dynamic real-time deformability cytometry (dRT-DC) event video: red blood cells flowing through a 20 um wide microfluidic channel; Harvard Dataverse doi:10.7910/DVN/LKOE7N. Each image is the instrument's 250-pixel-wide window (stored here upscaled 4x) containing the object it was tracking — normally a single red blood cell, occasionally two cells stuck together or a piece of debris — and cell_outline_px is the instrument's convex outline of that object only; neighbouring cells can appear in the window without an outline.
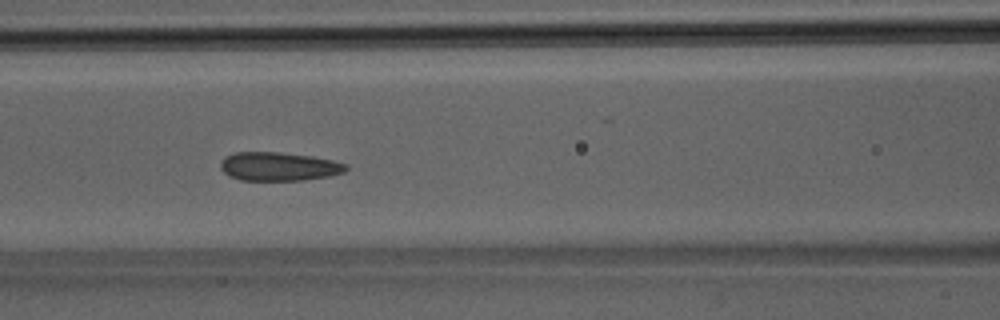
{"species": "Egyptian fruit bat (a non-hibernating species)", "species_latin": "Rousettus aegyptiacus", "temperature_condition": "room temperature", "stored_images_in_passage": 39, "camera_frame_rate_fps": 3000, "um_per_image_px": 0.085, "animal": {"sex": "male"}, "frame": {"image": 1, "passage_image": 16, "time_ms": 5.0, "image_size_px": [1000, 320], "cell_outline_px": [[348, 168], [344, 172], [328, 176], [304, 180], [240, 180], [224, 172], [220, 168], [220, 160], [224, 156], [236, 152], [280, 152], [312, 156], [332, 160], [348, 164]], "centroid_in_image_um": [23.69, 14.14], "position_along_channel_um": 142.9, "area_um2": 20.98}}
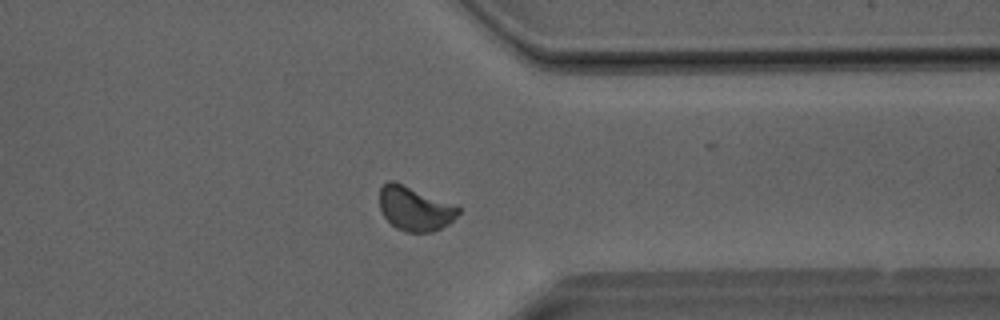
{"frame": {"image": 2, "passage_image": 30, "time_ms": 9.667, "image_size_px": [1000, 320], "cell_outline_px": [[460, 212], [448, 224], [432, 232], [404, 232], [396, 228], [384, 216], [380, 208], [380, 188], [388, 180], [392, 180], [456, 204], [460, 208]], "centroid_in_image_um": [35.27, 17.73], "position_along_channel_um": 376.1, "area_um2": 20.29}}
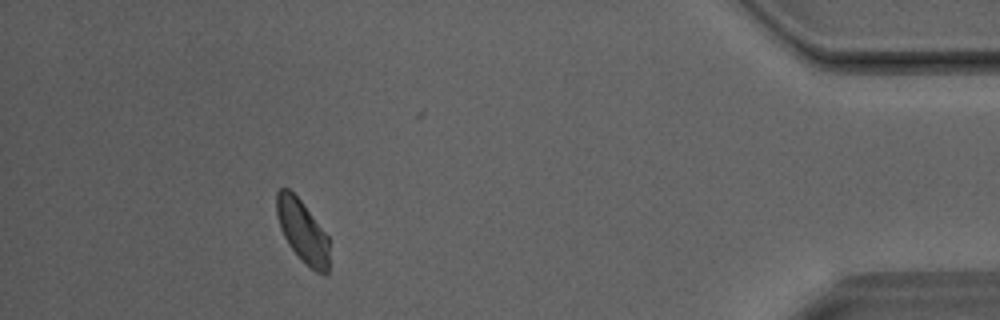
{"frame": {"image": 3, "passage_image": 35, "time_ms": 11.333, "image_size_px": [1000, 320], "cell_outline_px": [[328, 272], [324, 276], [316, 272], [288, 244], [280, 228], [276, 212], [276, 192], [280, 188], [288, 188], [300, 200], [328, 236]], "centroid_in_image_um": [25.7, 19.63], "position_along_channel_um": 409.5, "area_um2": 18.67}}